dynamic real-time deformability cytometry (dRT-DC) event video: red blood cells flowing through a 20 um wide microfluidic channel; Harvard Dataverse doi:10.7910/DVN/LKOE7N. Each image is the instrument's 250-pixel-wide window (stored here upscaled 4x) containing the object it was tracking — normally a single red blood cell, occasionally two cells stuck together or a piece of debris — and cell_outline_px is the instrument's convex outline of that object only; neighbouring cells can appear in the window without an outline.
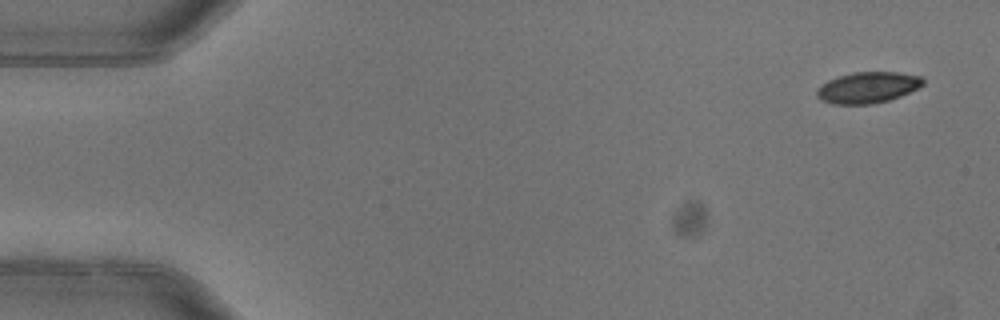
{"species": "common noctule bat (a hibernating species)", "species_latin": "Nyctalus noctula", "temperature_condition": "warm", "stored_images_in_passage": 6, "camera_frame_rate_fps": 3000, "um_per_image_px": 0.085, "animal": {"sex": "female"}, "frame": {"image": 1, "passage_image": 1, "time_ms": 0.0, "image_size_px": [1000, 320], "cell_outline_px": [[924, 84], [920, 88], [900, 96], [888, 100], [872, 104], [832, 104], [820, 100], [816, 96], [816, 88], [828, 80], [836, 76], [852, 72], [896, 72], [920, 76], [924, 80]], "centroid_in_image_um": [73.73, 7.44], "position_along_channel_um": 11.3, "area_um2": 19.48}}
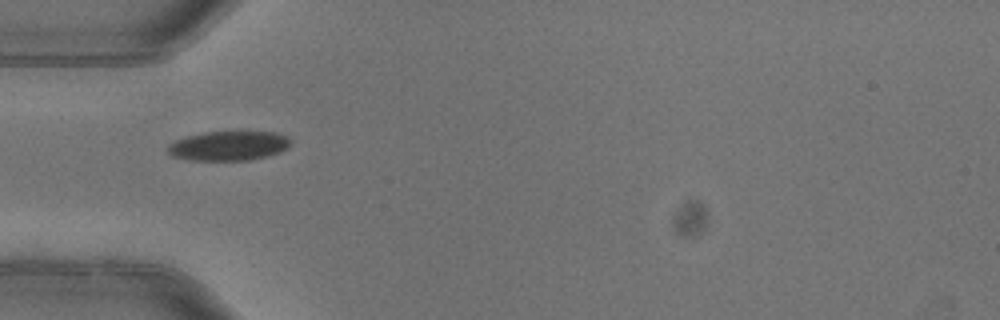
{"frame": {"image": 2, "passage_image": 4, "time_ms": 1.0, "image_size_px": [1000, 320], "cell_outline_px": [[292, 144], [288, 148], [280, 152], [248, 160], [192, 160], [172, 156], [164, 148], [168, 144], [184, 136], [204, 132], [276, 132], [288, 136]], "centroid_in_image_um": [19.41, 12.38], "position_along_channel_um": 65.6, "area_um2": 21.21}}